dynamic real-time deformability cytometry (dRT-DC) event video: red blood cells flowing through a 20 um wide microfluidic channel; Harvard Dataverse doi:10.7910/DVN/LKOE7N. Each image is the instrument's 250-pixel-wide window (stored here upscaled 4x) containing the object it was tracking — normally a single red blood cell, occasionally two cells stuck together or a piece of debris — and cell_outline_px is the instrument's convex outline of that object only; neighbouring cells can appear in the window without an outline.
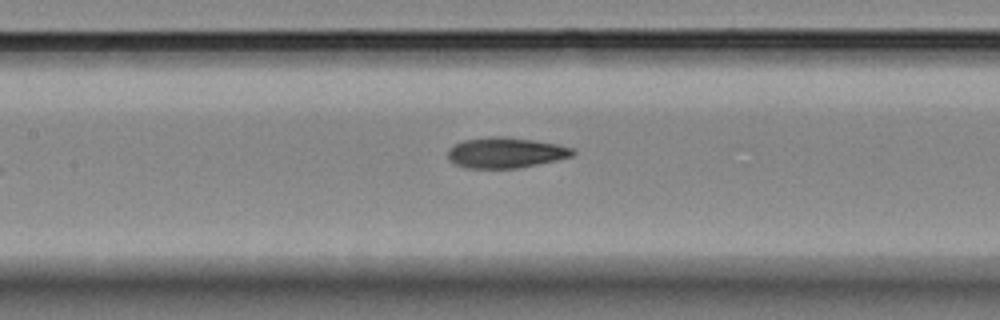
{"species": "Egyptian fruit bat (a non-hibernating species)", "species_latin": "Rousettus aegyptiacus", "temperature_condition": "room temperature", "stored_images_in_passage": 8, "segment_of_instrument_passage": [2, 2], "camera_frame_rate_fps": 3000, "um_per_image_px": 0.085, "animal": {"sex": "female"}, "frame": {"image": 1, "passage_image": 8, "time_ms": 9.0, "image_size_px": [1000, 320], "cell_outline_px": [[576, 152], [572, 156], [556, 160], [520, 168], [464, 168], [452, 164], [448, 160], [448, 148], [464, 140], [488, 136], [504, 136], [532, 140], [556, 144], [572, 148]], "centroid_in_image_um": [42.92, 12.98], "position_along_channel_um": 164.5, "area_um2": 22.37}}